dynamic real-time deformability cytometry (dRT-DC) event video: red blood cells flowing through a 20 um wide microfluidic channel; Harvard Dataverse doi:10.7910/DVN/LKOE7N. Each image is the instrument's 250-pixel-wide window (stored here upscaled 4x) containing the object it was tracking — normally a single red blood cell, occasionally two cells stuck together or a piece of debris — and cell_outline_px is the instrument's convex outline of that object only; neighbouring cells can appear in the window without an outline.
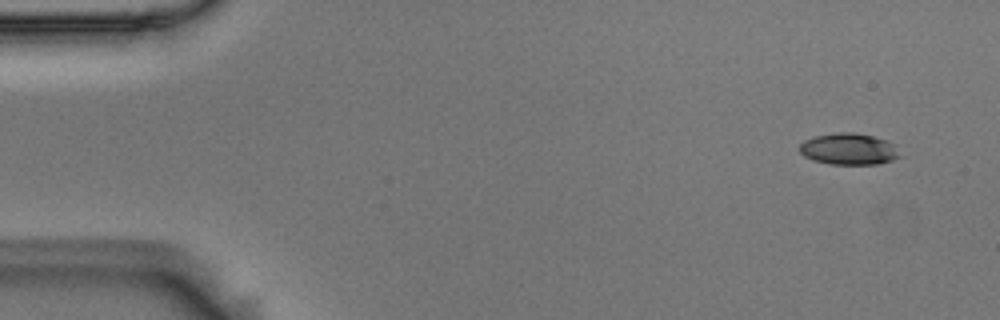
{"species": "Egyptian fruit bat (a non-hibernating species)", "species_latin": "Rousettus aegyptiacus", "temperature_condition": "room temperature", "stored_images_in_passage": 7, "camera_frame_rate_fps": 3000, "um_per_image_px": 0.085, "animal": {"sex": "male"}, "frame": {"image": 1, "passage_image": 1, "time_ms": 0.0, "image_size_px": [1000, 320], "cell_outline_px": [[900, 156], [892, 160], [876, 164], [832, 164], [812, 160], [804, 156], [800, 152], [800, 144], [804, 140], [812, 136], [840, 132], [852, 132], [872, 136], [888, 140], [896, 144]], "centroid_in_image_um": [72.15, 12.66], "position_along_channel_um": 12.9, "area_um2": 18.5}}
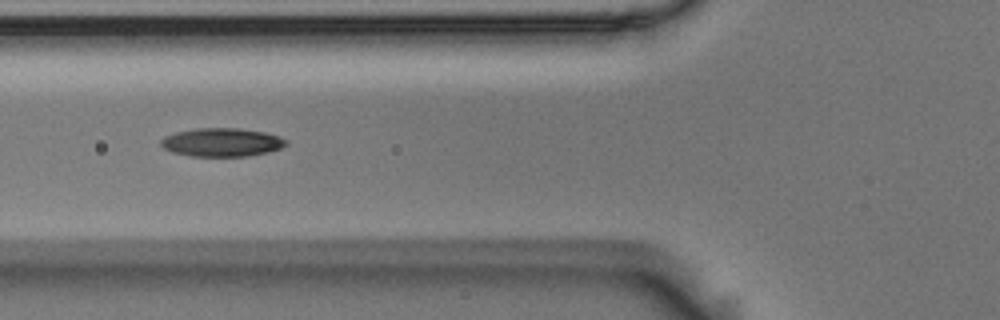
{"frame": {"image": 2, "passage_image": 5, "time_ms": 1.333, "image_size_px": [1000, 320], "cell_outline_px": [[288, 144], [280, 148], [268, 152], [248, 156], [192, 156], [172, 152], [164, 148], [160, 144], [160, 140], [164, 136], [176, 132], [196, 128], [240, 128], [264, 132], [288, 140]], "centroid_in_image_um": [18.84, 12.09], "position_along_channel_um": 107.0, "area_um2": 20.75}}
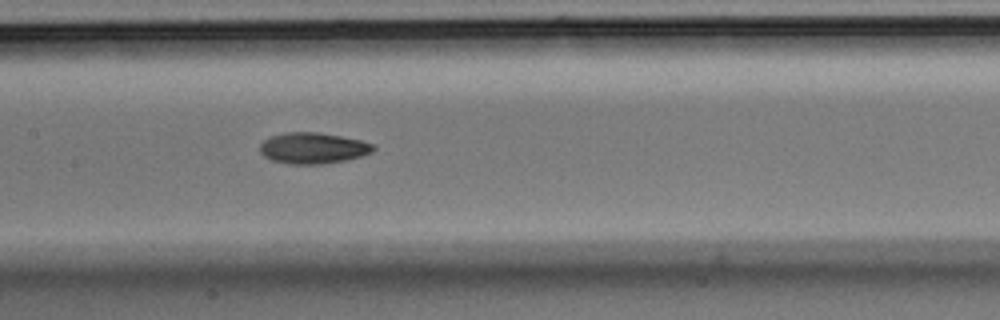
{"frame": {"image": 3, "passage_image": 7, "time_ms": 2.0, "image_size_px": [1000, 320], "cell_outline_px": [[376, 148], [372, 152], [360, 156], [344, 160], [320, 164], [288, 164], [272, 160], [264, 156], [260, 152], [260, 144], [264, 140], [272, 136], [288, 132], [316, 132], [340, 136], [360, 140], [376, 144]], "centroid_in_image_um": [26.61, 12.59], "position_along_channel_um": 180.8, "area_um2": 20.4}}